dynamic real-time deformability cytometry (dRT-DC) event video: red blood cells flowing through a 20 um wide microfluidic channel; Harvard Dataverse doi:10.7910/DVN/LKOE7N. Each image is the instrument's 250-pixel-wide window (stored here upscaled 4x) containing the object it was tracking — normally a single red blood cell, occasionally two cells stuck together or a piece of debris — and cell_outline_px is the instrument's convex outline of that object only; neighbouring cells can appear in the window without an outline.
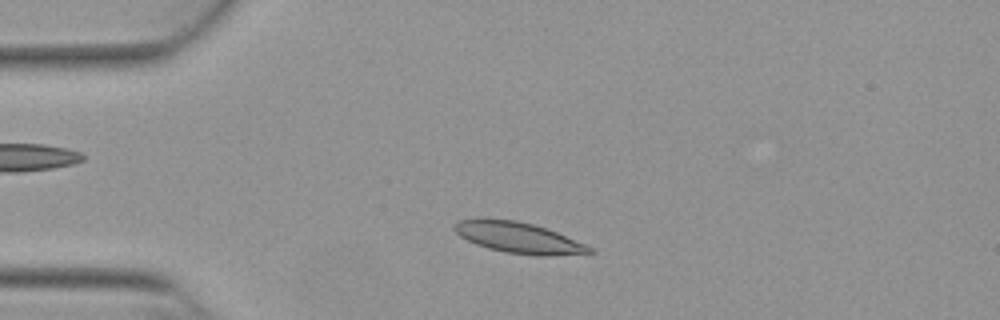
{"species": "Egyptian fruit bat (a non-hibernating species)", "species_latin": "Rousettus aegyptiacus", "temperature_condition": "warm", "stored_images_in_passage": 48, "camera_frame_rate_fps": 3000, "um_per_image_px": 0.085, "animal": {"sex": "female"}, "frame": {"image": 1, "passage_image": 8, "time_ms": 2.333, "image_size_px": [1000, 320], "cell_outline_px": [[592, 252], [548, 256], [540, 256], [504, 252], [488, 248], [476, 244], [460, 236], [452, 228], [452, 224], [460, 220], [516, 220], [532, 224], [556, 232], [584, 244], [592, 248]], "centroid_in_image_um": [44.04, 20.22], "position_along_channel_um": 41.0, "area_um2": 23.58}}
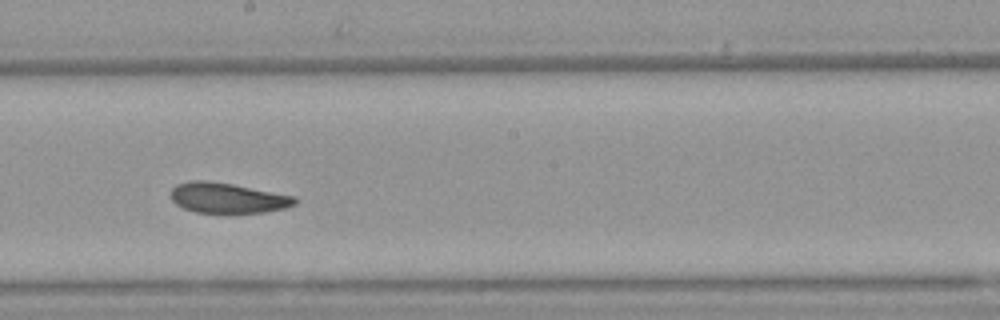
{"frame": {"image": 2, "passage_image": 25, "time_ms": 8.0, "image_size_px": [1000, 320], "cell_outline_px": [[296, 204], [284, 208], [264, 212], [228, 216], [220, 216], [196, 212], [184, 208], [176, 204], [172, 200], [172, 188], [176, 184], [192, 180], [208, 180], [232, 184], [296, 196]], "centroid_in_image_um": [19.34, 16.87], "position_along_channel_um": 228.9, "area_um2": 22.77}}
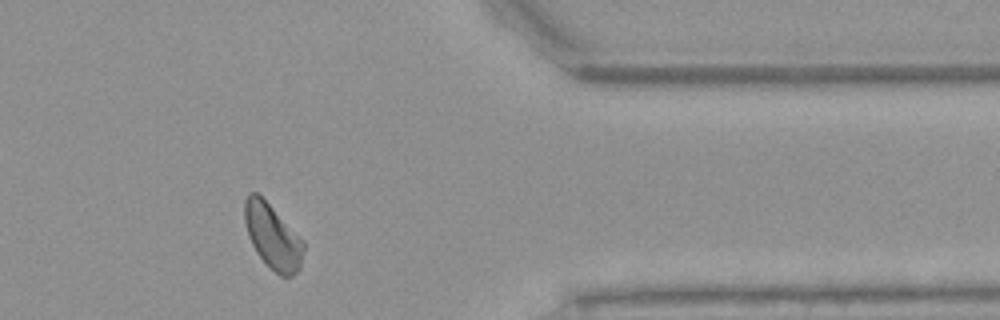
{"frame": {"image": 3, "passage_image": 39, "time_ms": 12.667, "image_size_px": [1000, 320], "cell_outline_px": [[304, 248], [300, 268], [292, 276], [280, 276], [256, 252], [248, 236], [244, 220], [244, 200], [248, 192], [256, 192], [304, 240]], "centroid_in_image_um": [23.16, 20.09], "position_along_channel_um": 388.2, "area_um2": 21.91}, "authors_computed_cell_mechanics": {"area_um2": 22.7154, "velocity_mm_per_s": 3.8331, "shape_relaxation_time_tau1_ms": 7.2411, "shape_relaxation_time_tau2_ms": 2.074, "deformation_change_tau1": 0.1551, "deformation_change_tau2": 0.0745}}